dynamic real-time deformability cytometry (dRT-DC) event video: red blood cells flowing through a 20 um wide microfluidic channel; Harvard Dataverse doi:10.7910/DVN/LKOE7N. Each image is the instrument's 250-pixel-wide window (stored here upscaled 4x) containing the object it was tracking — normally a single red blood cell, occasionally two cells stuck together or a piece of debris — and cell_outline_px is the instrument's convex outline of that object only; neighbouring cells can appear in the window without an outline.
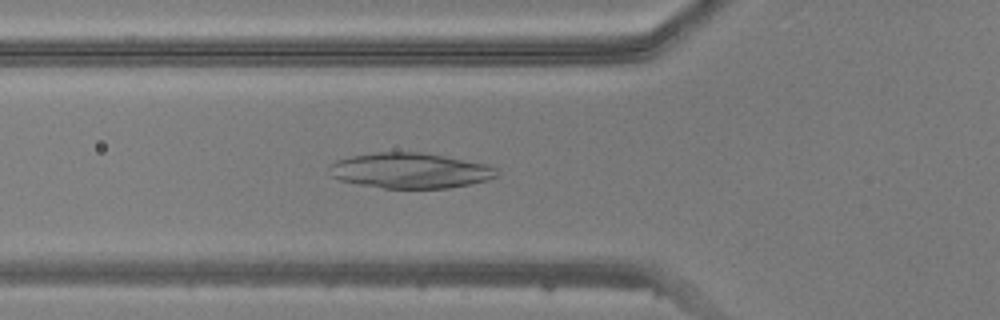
{"species": "common noctule bat (a hibernating species)", "species_latin": "Nyctalus noctula", "temperature_condition": "warm", "stored_images_in_passage": 50, "camera_frame_rate_fps": 3000, "um_per_image_px": 0.085, "animal": {"sex": "male", "body_mass_g": 20.5, "forearm_length_mm": 52.5}, "frame": {"image": 1, "passage_image": 18, "time_ms": 5.667, "image_size_px": [1000, 320], "cell_outline_px": [[500, 176], [488, 180], [472, 184], [448, 188], [384, 188], [360, 184], [340, 180], [332, 176], [332, 164], [336, 160], [352, 156], [376, 152], [420, 152], [444, 156], [488, 164], [496, 168], [500, 172]], "centroid_in_image_um": [34.96, 14.5], "position_along_channel_um": 90.8, "area_um2": 34.45}}
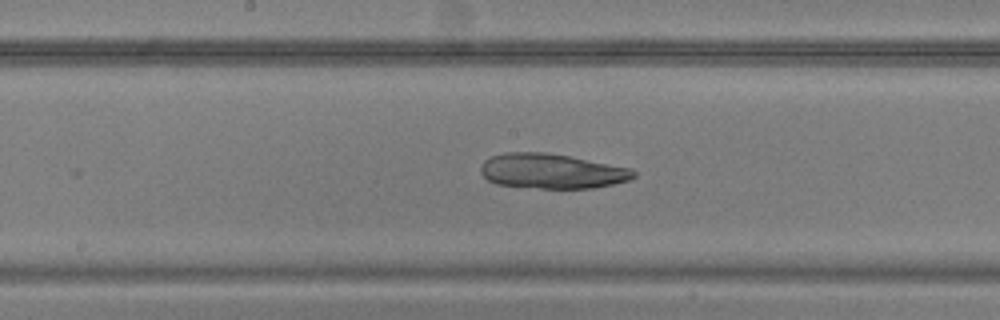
{"frame": {"image": 2, "passage_image": 26, "time_ms": 8.333, "image_size_px": [1000, 320], "cell_outline_px": [[636, 176], [628, 180], [612, 184], [592, 188], [540, 188], [496, 184], [488, 180], [480, 172], [480, 168], [484, 160], [492, 156], [508, 152], [544, 152], [568, 156], [632, 168], [636, 172]], "centroid_in_image_um": [46.9, 14.54], "position_along_channel_um": 201.3, "area_um2": 30.92}}
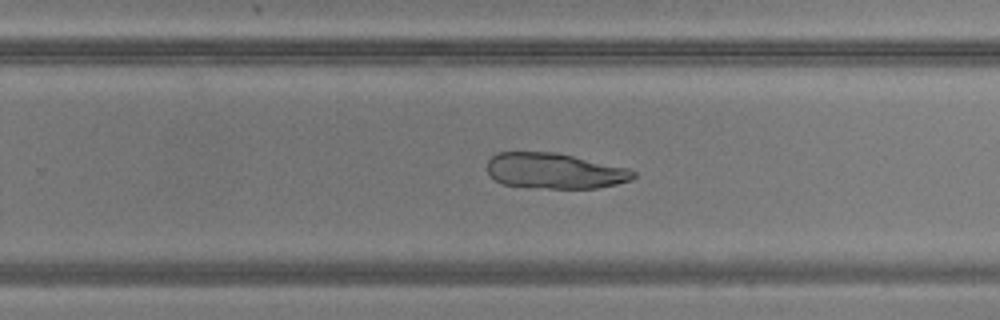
{"frame": {"image": 3, "passage_image": 32, "time_ms": 10.333, "image_size_px": [1000, 320], "cell_outline_px": [[636, 176], [632, 180], [616, 184], [596, 188], [536, 188], [504, 184], [496, 180], [488, 172], [488, 160], [496, 152], [556, 152], [628, 168], [636, 172]], "centroid_in_image_um": [47.16, 14.52], "position_along_channel_um": 282.6, "area_um2": 30.29}}